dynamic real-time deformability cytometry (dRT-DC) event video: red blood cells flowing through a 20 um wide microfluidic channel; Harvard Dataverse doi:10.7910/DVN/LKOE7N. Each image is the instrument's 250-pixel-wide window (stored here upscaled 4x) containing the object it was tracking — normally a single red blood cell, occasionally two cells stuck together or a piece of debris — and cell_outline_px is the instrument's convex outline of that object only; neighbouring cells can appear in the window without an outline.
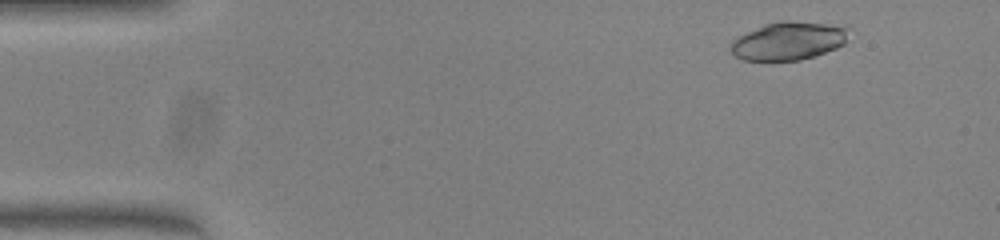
{"species": "common noctule bat (a hibernating species)", "species_latin": "Nyctalus noctula", "temperature_condition": "warm", "stored_images_in_passage": 49, "camera_frame_rate_fps": 3000, "um_per_image_px": 0.085, "animal": {"sex": "female", "body_mass_g": 23.0, "forearm_length_mm": 53.4}, "frame": {"image": 1, "passage_image": 4, "time_ms": 1.0, "image_size_px": [1000, 240], "cell_outline_px": [[848, 28], [844, 44], [836, 48], [816, 56], [800, 60], [744, 60], [736, 56], [728, 48], [732, 40], [764, 24], [784, 20], [824, 24]], "centroid_in_image_um": [66.98, 3.49], "position_along_channel_um": 18.0, "area_um2": 25.84}}